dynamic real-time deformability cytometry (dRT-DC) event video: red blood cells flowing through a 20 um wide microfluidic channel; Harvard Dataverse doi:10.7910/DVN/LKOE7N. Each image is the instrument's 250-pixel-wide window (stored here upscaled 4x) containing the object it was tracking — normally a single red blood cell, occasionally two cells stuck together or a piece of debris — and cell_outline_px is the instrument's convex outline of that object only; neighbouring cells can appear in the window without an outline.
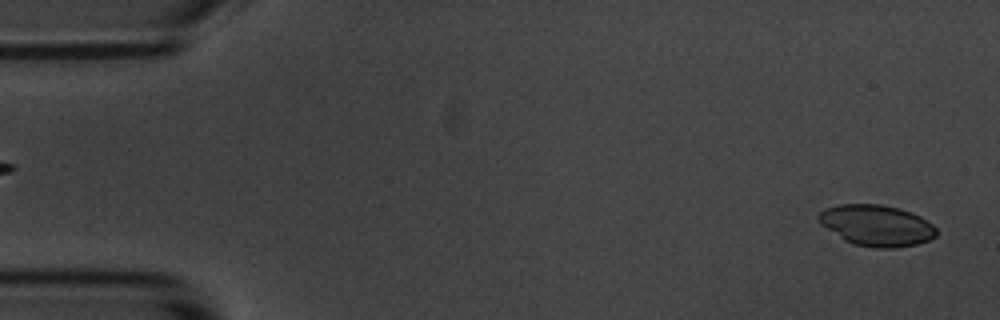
{"species": "common noctule bat (a hibernating species)", "species_latin": "Nyctalus noctula", "temperature_condition": "room temperature", "stored_images_in_passage": 53, "camera_frame_rate_fps": 3000, "um_per_image_px": 0.085, "animal": {"sex": "male", "body_mass_g": 20.1, "forearm_length_mm": 53.5}, "frame": {"image": 1, "passage_image": 2, "time_ms": 0.333, "image_size_px": [1000, 320], "cell_outline_px": [[936, 236], [928, 240], [916, 244], [896, 248], [872, 248], [852, 244], [844, 240], [820, 224], [816, 216], [824, 208], [840, 204], [880, 204], [900, 208], [912, 212], [920, 216], [932, 224], [936, 228]], "centroid_in_image_um": [74.49, 19.16], "position_along_channel_um": 10.5, "area_um2": 28.44}}